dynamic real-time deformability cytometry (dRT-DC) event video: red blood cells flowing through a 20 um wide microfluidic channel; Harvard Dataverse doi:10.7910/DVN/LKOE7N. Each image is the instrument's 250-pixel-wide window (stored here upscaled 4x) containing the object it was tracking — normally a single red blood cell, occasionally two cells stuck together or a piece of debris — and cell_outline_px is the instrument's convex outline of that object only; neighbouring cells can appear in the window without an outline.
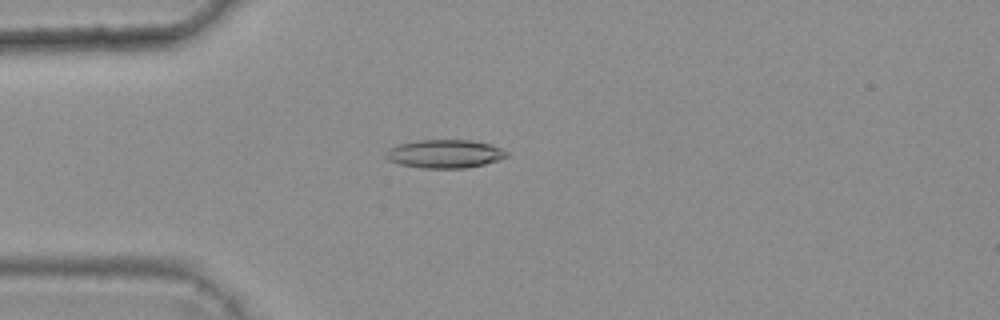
{"species": "common noctule bat (a hibernating species)", "species_latin": "Nyctalus noctula", "temperature_condition": "warm", "stored_images_in_passage": 4, "camera_frame_rate_fps": 3000, "um_per_image_px": 0.085, "animal": {"sex": "female", "body_mass_g": 25.1}, "frame": {"image": 1, "passage_image": 4, "time_ms": 1.0, "image_size_px": [1000, 320], "cell_outline_px": [[512, 156], [484, 164], [464, 168], [420, 168], [400, 164], [388, 160], [384, 156], [388, 148], [400, 144], [416, 140], [468, 140], [492, 144], [508, 152]], "centroid_in_image_um": [37.82, 13.07], "position_along_channel_um": 47.2, "area_um2": 20.11}}